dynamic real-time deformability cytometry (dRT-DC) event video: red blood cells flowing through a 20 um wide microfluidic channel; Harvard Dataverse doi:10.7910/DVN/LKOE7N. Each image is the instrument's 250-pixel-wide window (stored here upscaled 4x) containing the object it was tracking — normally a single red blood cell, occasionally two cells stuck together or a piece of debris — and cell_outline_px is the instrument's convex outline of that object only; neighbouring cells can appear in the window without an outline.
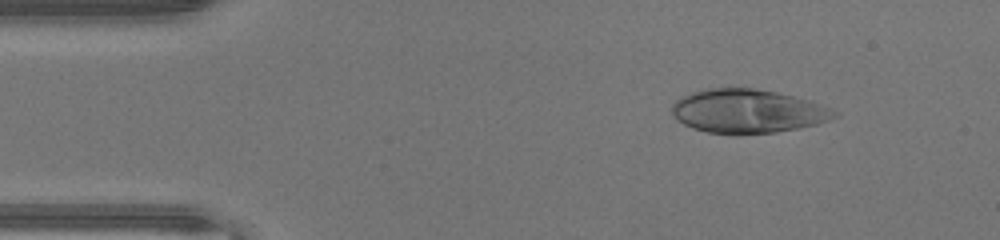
{"species": "human", "species_latin": "Homo sapiens", "temperature_condition": "warm", "stored_images_in_passage": 45, "camera_frame_rate_fps": 3000, "um_per_image_px": 0.085, "donor": {"sex": "male"}, "frame": {"image": 1, "passage_image": 5, "time_ms": 1.333, "image_size_px": [1000, 240], "cell_outline_px": [[840, 116], [816, 124], [800, 128], [776, 132], [736, 136], [708, 132], [692, 128], [676, 120], [672, 112], [672, 104], [680, 96], [692, 92], [708, 88], [756, 88], [776, 92], [808, 100], [832, 108], [840, 112]], "centroid_in_image_um": [63.55, 9.47], "position_along_channel_um": 21.4, "area_um2": 42.02}}
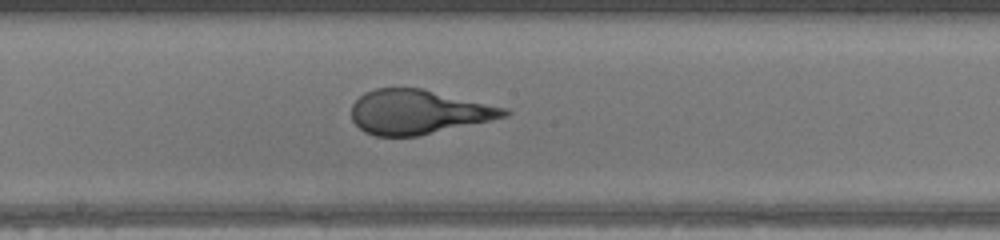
{"frame": {"image": 2, "passage_image": 23, "time_ms": 7.333, "image_size_px": [1000, 240], "cell_outline_px": [[512, 112], [508, 116], [492, 120], [420, 136], [376, 136], [364, 132], [352, 120], [352, 104], [364, 92], [376, 88], [420, 88], [508, 108]], "centroid_in_image_um": [35.57, 9.52], "position_along_channel_um": 212.6, "area_um2": 39.54}}
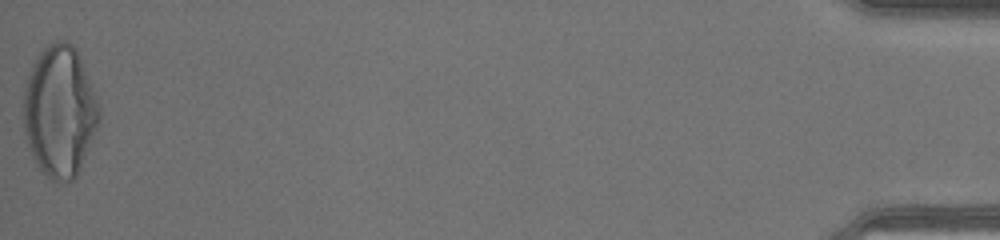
{"frame": {"image": 3, "passage_image": 45, "time_ms": 14.667, "image_size_px": [1000, 240], "cell_outline_px": [[100, 120], [80, 168], [76, 176], [72, 180], [64, 184], [52, 180], [36, 164], [28, 148], [24, 132], [24, 88], [32, 64], [40, 52], [48, 44], [60, 40], [64, 40], [72, 44], [80, 56], [96, 96], [100, 108]], "centroid_in_image_um": [5.07, 9.47], "position_along_channel_um": 430.1, "area_um2": 57.8}, "authors_computed_cell_mechanics": {"area_um2": 40.8646, "velocity_mm_per_s": 4.4605, "shape_relaxation_time_tau1_ms": 8.6968, "shape_relaxation_time_tau2_ms": null, "deformation_change_tau1": 0.4095, "deformation_change_tau2": null}}